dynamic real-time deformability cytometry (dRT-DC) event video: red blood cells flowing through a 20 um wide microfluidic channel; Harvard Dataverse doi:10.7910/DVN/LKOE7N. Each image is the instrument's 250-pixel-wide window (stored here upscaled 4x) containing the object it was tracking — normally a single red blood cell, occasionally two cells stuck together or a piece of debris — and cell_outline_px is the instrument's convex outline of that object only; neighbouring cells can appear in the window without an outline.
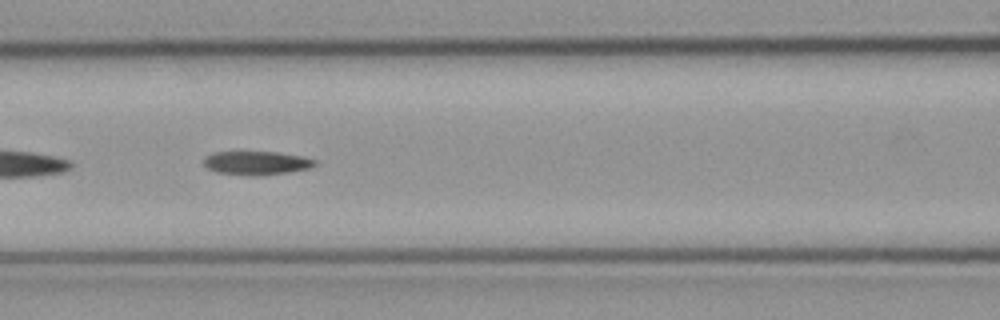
{"species": "common noctule bat (a hibernating species)", "species_latin": "Nyctalus noctula", "temperature_condition": "cold", "stored_images_in_passage": 27, "camera_frame_rate_fps": 3000, "um_per_image_px": 0.085, "animal": {"sex": "male", "body_mass_g": 23.1, "forearm_length_mm": 52.7}, "frame": {"image": 1, "passage_image": 12, "time_ms": 3.667, "image_size_px": [1000, 320], "cell_outline_px": [[320, 160], [312, 168], [264, 176], [248, 176], [216, 172], [208, 168], [204, 164], [204, 156], [212, 152], [276, 152], [304, 156]], "centroid_in_image_um": [21.85, 13.86], "position_along_channel_um": 144.7, "area_um2": 15.72}}